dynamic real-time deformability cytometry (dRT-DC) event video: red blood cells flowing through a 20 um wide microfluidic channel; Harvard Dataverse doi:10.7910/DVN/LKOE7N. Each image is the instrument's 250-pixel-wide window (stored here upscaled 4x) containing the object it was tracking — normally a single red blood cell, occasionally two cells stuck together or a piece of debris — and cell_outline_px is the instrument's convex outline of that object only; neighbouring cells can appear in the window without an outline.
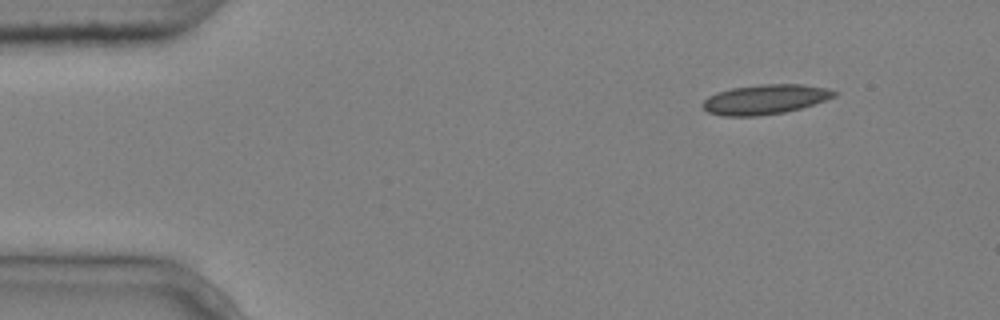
{"species": "common noctule bat (a hibernating species)", "species_latin": "Nyctalus noctula", "temperature_condition": "cold", "stored_images_in_passage": 5, "camera_frame_rate_fps": 3000, "um_per_image_px": 0.085, "animal": {"sex": "male", "body_mass_g": 20.4}, "frame": {"image": 1, "passage_image": 1, "time_ms": 0.0, "image_size_px": [1000, 320], "cell_outline_px": [[840, 92], [836, 96], [800, 108], [784, 112], [756, 116], [724, 116], [708, 112], [700, 104], [708, 96], [716, 92], [732, 88], [760, 84], [800, 84], [828, 88]], "centroid_in_image_um": [65.02, 8.44], "position_along_channel_um": 20.0, "area_um2": 22.77}}
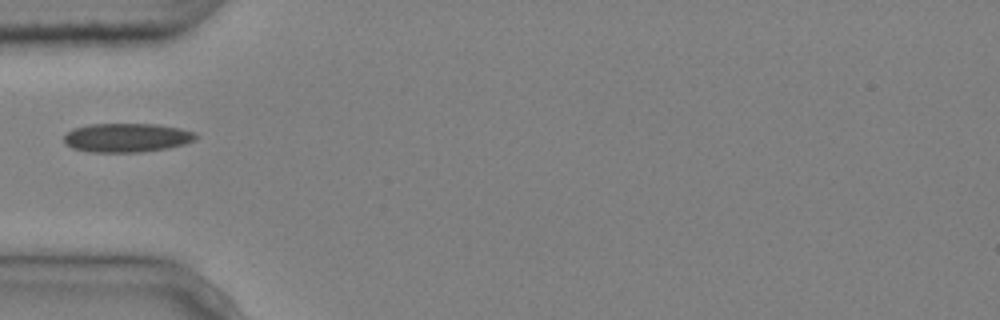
{"frame": {"image": 2, "passage_image": 4, "time_ms": 1.0, "image_size_px": [1000, 320], "cell_outline_px": [[200, 136], [196, 140], [184, 144], [168, 148], [140, 152], [88, 152], [72, 148], [64, 144], [64, 132], [72, 128], [88, 124], [156, 124], [180, 128], [196, 132]], "centroid_in_image_um": [10.76, 11.7], "position_along_channel_um": 74.2, "area_um2": 22.66}}